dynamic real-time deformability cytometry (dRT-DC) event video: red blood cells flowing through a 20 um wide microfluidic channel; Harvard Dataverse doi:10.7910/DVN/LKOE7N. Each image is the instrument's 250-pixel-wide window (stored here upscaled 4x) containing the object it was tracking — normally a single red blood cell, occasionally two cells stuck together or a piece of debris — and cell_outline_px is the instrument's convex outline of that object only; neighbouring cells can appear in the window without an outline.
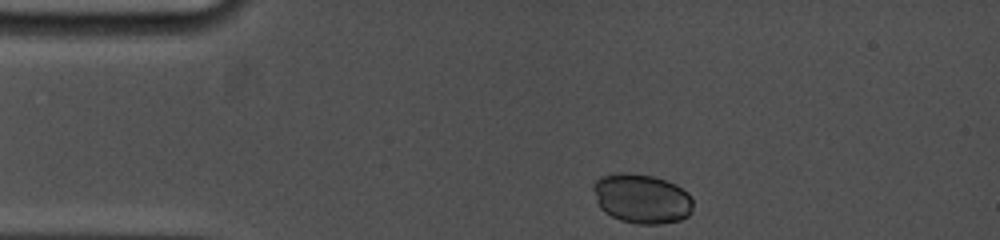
{"species": "common noctule bat (a hibernating species)", "species_latin": "Nyctalus noctula", "temperature_condition": "cold", "stored_images_in_passage": 52, "camera_frame_rate_fps": 5000, "um_per_image_px": 0.085, "animal": {"sex": "female", "body_mass_g": 19.0, "forearm_length_mm": 53.3}, "frame": {"image": 1, "passage_image": 1, "time_ms": 0.0, "image_size_px": [1000, 240], "cell_outline_px": [[692, 212], [688, 216], [680, 220], [660, 224], [636, 224], [620, 220], [604, 212], [600, 208], [596, 200], [592, 188], [592, 184], [600, 176], [624, 172], [628, 172], [652, 176], [676, 184], [688, 192], [692, 200]], "centroid_in_image_um": [54.54, 16.88], "position_along_channel_um": 30.5, "area_um2": 29.02}}
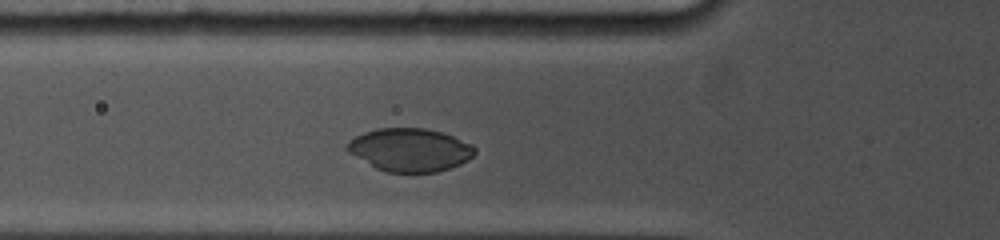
{"frame": {"image": 2, "passage_image": 18, "time_ms": 2.8, "image_size_px": [1000, 240], "cell_outline_px": [[476, 152], [468, 160], [452, 168], [436, 172], [388, 172], [376, 168], [348, 152], [344, 148], [348, 140], [364, 132], [376, 128], [424, 128], [440, 132], [452, 136], [472, 144], [476, 148]], "centroid_in_image_um": [34.83, 12.73], "position_along_channel_um": 91.0, "area_um2": 32.08}}
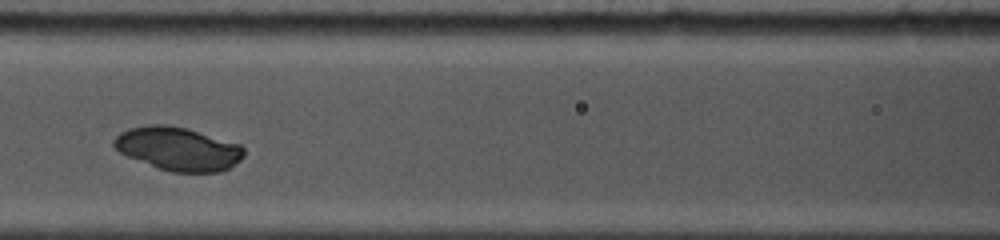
{"frame": {"image": 3, "passage_image": 24, "time_ms": 4.4, "image_size_px": [1000, 240], "cell_outline_px": [[244, 156], [240, 160], [228, 168], [220, 172], [172, 172], [156, 168], [128, 156], [120, 152], [112, 144], [112, 140], [120, 132], [128, 128], [148, 124], [164, 124], [184, 128], [240, 144], [244, 148]], "centroid_in_image_um": [15.11, 12.65], "position_along_channel_um": 151.5, "area_um2": 32.77}}